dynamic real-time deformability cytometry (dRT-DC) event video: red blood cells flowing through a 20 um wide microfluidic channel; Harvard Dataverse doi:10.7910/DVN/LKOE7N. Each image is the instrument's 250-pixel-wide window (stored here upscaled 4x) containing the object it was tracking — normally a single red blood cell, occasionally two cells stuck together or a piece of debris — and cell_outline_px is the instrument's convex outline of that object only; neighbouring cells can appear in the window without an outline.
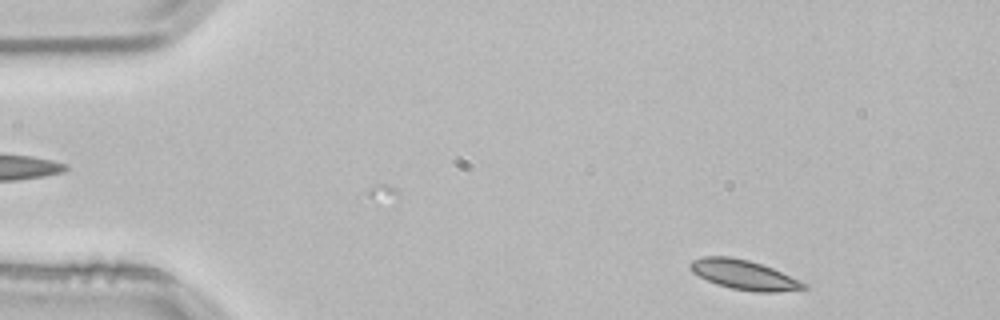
{"species": "common noctule bat (a hibernating species)", "species_latin": "Nyctalus noctula", "temperature_condition": "room temperature", "stored_images_in_passage": 43, "camera_frame_rate_fps": 3000, "um_per_image_px": 0.085, "animal": {"sex": "male", "body_mass_g": 21.5, "forearm_length_mm": 52.0}, "frame": {"image": 1, "passage_image": 1, "time_ms": 0.0, "image_size_px": [1000, 320], "cell_outline_px": [[808, 288], [776, 292], [756, 292], [732, 288], [716, 284], [692, 272], [688, 268], [688, 264], [692, 260], [700, 256], [728, 256], [748, 260], [772, 268], [800, 280], [808, 284]], "centroid_in_image_um": [63.21, 23.35], "position_along_channel_um": 21.8, "area_um2": 19.54}}
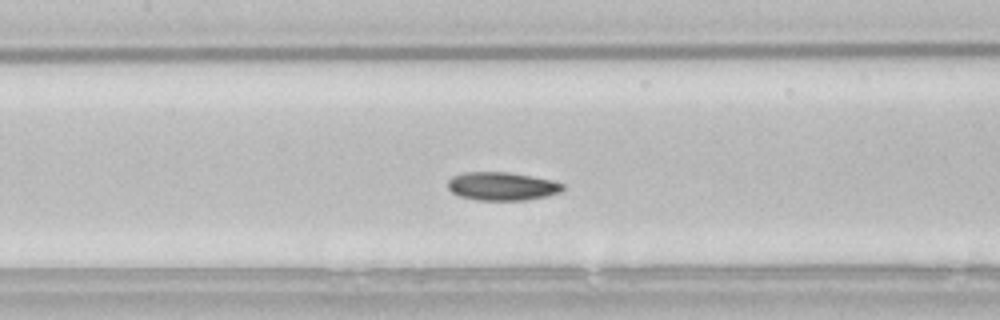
{"frame": {"image": 2, "passage_image": 19, "time_ms": 6.0, "image_size_px": [1000, 320], "cell_outline_px": [[564, 188], [560, 192], [528, 200], [476, 200], [460, 196], [452, 192], [448, 188], [448, 180], [452, 176], [464, 172], [508, 172], [556, 180], [564, 184]], "centroid_in_image_um": [42.68, 15.82], "position_along_channel_um": 164.7, "area_um2": 19.07}}
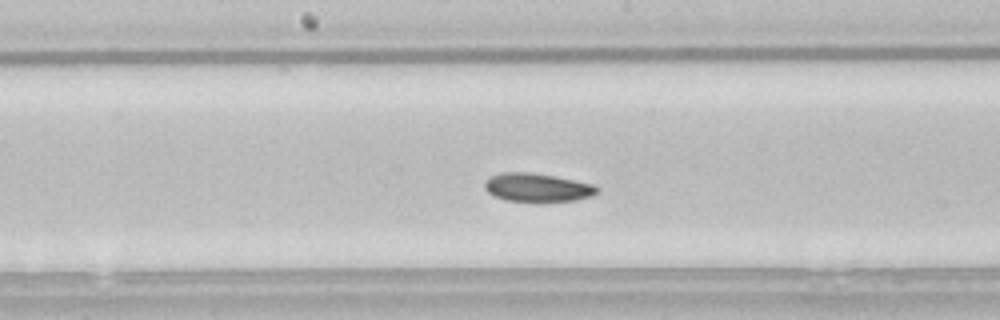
{"frame": {"image": 3, "passage_image": 22, "time_ms": 7.0, "image_size_px": [1000, 320], "cell_outline_px": [[600, 192], [592, 196], [576, 200], [508, 200], [496, 196], [488, 192], [484, 188], [484, 180], [488, 176], [500, 172], [528, 172], [552, 176], [592, 184], [600, 188]], "centroid_in_image_um": [45.64, 15.91], "position_along_channel_um": 202.6, "area_um2": 18.26}, "authors_computed_cell_mechanics": {"area_um2": 18.6694, "velocity_mm_per_s": 3.7917, "shape_relaxation_time_tau1_ms": 8.596, "shape_relaxation_time_tau2_ms": null, "deformation_change_tau1": 0.1134, "deformation_change_tau2": null}}